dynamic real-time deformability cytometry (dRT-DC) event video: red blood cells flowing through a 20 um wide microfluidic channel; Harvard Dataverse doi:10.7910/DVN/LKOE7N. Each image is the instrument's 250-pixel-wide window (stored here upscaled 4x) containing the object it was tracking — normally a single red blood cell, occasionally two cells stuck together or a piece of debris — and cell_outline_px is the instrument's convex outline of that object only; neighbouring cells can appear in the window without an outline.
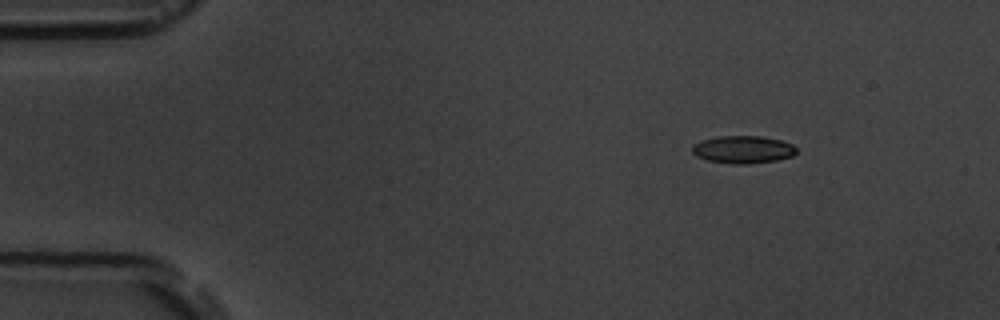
{"species": "common noctule bat (a hibernating species)", "species_latin": "Nyctalus noctula", "temperature_condition": "room temperature", "stored_images_in_passage": 4, "camera_frame_rate_fps": 3000, "um_per_image_px": 0.085, "animal": {"sex": "male", "body_mass_g": 19.5, "forearm_length_mm": 54.6}, "frame": {"image": 1, "passage_image": 2, "time_ms": 1.333, "image_size_px": [1000, 320], "cell_outline_px": [[796, 152], [792, 156], [776, 160], [748, 164], [732, 164], [708, 160], [696, 156], [692, 152], [692, 144], [700, 140], [720, 136], [760, 136], [780, 140], [792, 144], [796, 148]], "centroid_in_image_um": [63.12, 12.71], "position_along_channel_um": 21.9, "area_um2": 16.76}}
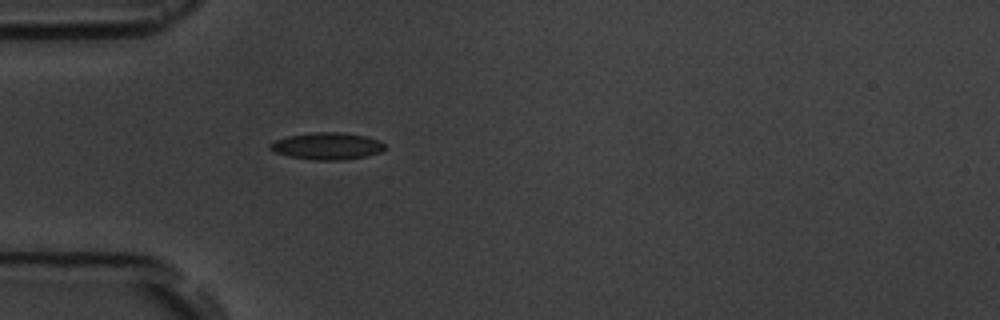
{"frame": {"image": 2, "passage_image": 4, "time_ms": 4.333, "image_size_px": [1000, 320], "cell_outline_px": [[384, 148], [380, 152], [364, 156], [344, 160], [312, 160], [288, 156], [272, 152], [268, 148], [268, 144], [276, 140], [288, 136], [312, 132], [344, 132], [368, 136], [380, 140], [384, 144]], "centroid_in_image_um": [27.77, 12.41], "position_along_channel_um": 57.2, "area_um2": 18.26}}